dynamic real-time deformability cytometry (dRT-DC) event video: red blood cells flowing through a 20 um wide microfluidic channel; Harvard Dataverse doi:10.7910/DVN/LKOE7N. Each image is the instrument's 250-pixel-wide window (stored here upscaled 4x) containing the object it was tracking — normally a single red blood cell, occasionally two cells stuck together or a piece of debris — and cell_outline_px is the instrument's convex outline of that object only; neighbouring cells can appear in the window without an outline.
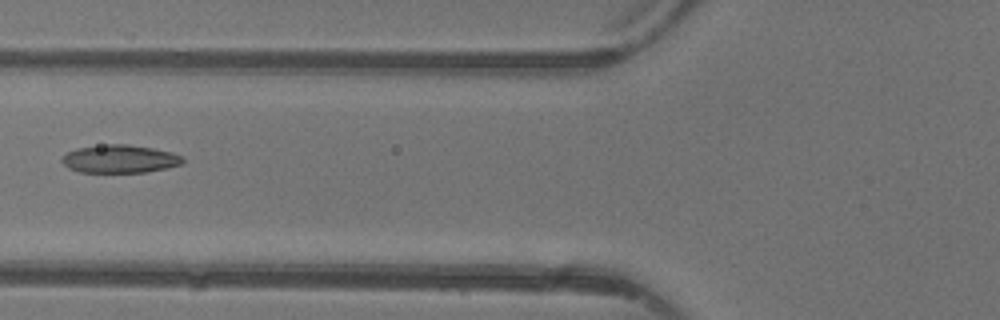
{"species": "common noctule bat (a hibernating species)", "species_latin": "Nyctalus noctula", "temperature_condition": "warm", "stored_images_in_passage": 3, "camera_frame_rate_fps": 3000, "um_per_image_px": 0.085, "animal": {"sex": "female"}, "frame": {"image": 1, "passage_image": 3, "time_ms": 2.333, "image_size_px": [1000, 320], "cell_outline_px": [[184, 160], [180, 164], [168, 168], [144, 172], [80, 172], [68, 168], [60, 160], [68, 152], [76, 148], [108, 144], [128, 144], [152, 148], [172, 152], [184, 156]], "centroid_in_image_um": [10.2, 13.5], "position_along_channel_um": 115.6, "area_um2": 19.71}}